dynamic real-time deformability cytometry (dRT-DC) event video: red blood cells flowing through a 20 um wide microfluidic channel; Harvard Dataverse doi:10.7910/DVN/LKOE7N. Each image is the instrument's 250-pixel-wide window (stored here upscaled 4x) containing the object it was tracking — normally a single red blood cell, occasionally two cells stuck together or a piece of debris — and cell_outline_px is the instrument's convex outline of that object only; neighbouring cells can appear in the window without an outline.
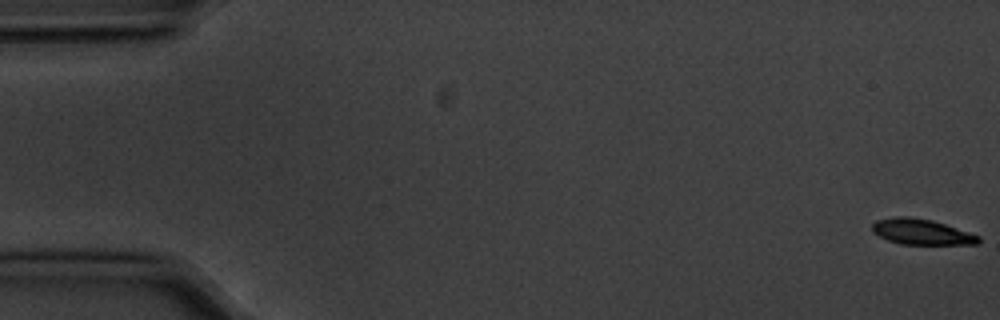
{"species": "common noctule bat (a hibernating species)", "species_latin": "Nyctalus noctula", "temperature_condition": "cold", "stored_images_in_passage": 9, "camera_frame_rate_fps": 3000, "um_per_image_px": 0.085, "animal": {"sex": "male", "body_mass_g": 20.1, "forearm_length_mm": 53.5}, "frame": {"image": 1, "passage_image": 1, "time_ms": 0.0, "image_size_px": [1000, 320], "cell_outline_px": [[980, 244], [900, 244], [888, 240], [872, 232], [872, 224], [876, 220], [896, 216], [908, 216], [932, 220], [980, 236]], "centroid_in_image_um": [78.31, 19.7], "position_along_channel_um": 6.7, "area_um2": 15.78}}
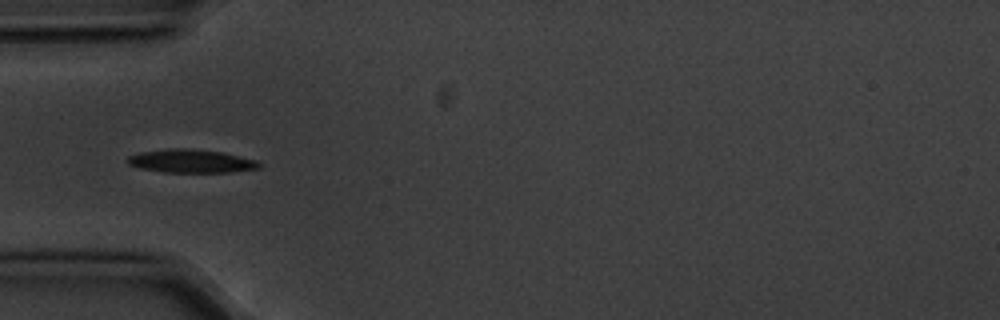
{"frame": {"image": 2, "passage_image": 6, "time_ms": 1.667, "image_size_px": [1000, 320], "cell_outline_px": [[264, 164], [260, 168], [232, 172], [164, 172], [140, 168], [128, 164], [124, 160], [128, 156], [140, 152], [172, 148], [188, 148], [224, 152], [256, 160]], "centroid_in_image_um": [16.26, 13.69], "position_along_channel_um": 68.7, "area_um2": 18.09}}
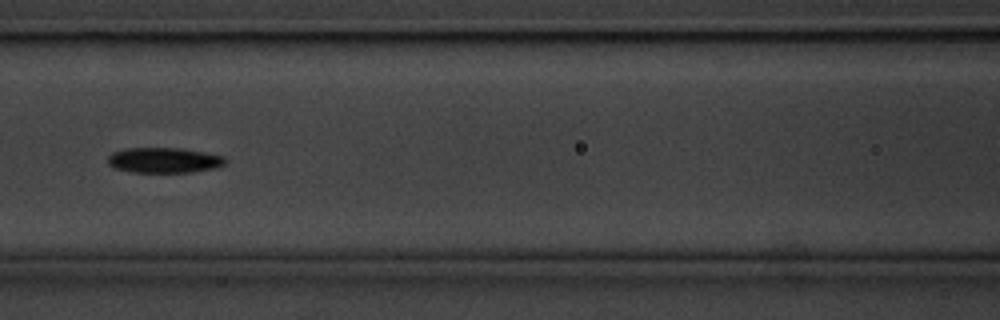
{"frame": {"image": 3, "passage_image": 8, "time_ms": 2.333, "image_size_px": [1000, 320], "cell_outline_px": [[228, 160], [224, 164], [216, 168], [192, 172], [128, 172], [112, 168], [108, 164], [108, 156], [112, 152], [128, 148], [184, 148], [224, 156]], "centroid_in_image_um": [13.93, 13.62], "position_along_channel_um": 152.7, "area_um2": 17.57}}